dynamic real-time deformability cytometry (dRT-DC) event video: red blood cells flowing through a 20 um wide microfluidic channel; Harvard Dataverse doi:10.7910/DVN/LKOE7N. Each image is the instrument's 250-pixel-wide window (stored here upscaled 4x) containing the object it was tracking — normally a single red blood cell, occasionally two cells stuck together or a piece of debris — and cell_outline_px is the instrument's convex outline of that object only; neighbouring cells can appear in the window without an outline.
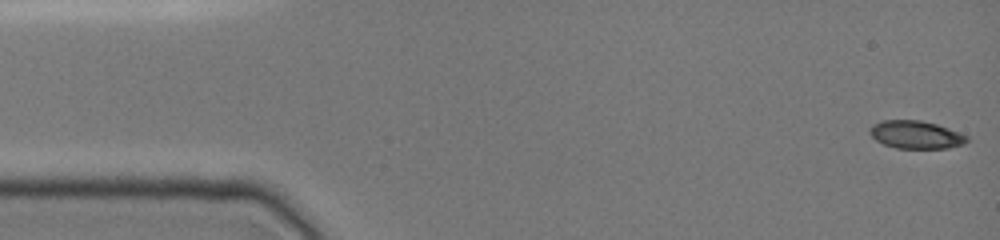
{"species": "common noctule bat (a hibernating species)", "species_latin": "Nyctalus noctula", "temperature_condition": "cold", "stored_images_in_passage": 21, "camera_frame_rate_fps": 3000, "um_per_image_px": 0.085, "animal": {"sex": "female", "body_mass_g": 19.0, "forearm_length_mm": 51.5}, "frame": {"image": 1, "passage_image": 1, "time_ms": 0.0, "image_size_px": [1000, 240], "cell_outline_px": [[968, 140], [964, 144], [948, 148], [896, 148], [884, 144], [876, 140], [868, 132], [868, 128], [872, 124], [880, 120], [920, 120], [936, 124], [948, 128], [968, 136]], "centroid_in_image_um": [77.81, 11.44], "position_along_channel_um": 7.2, "area_um2": 15.84}}
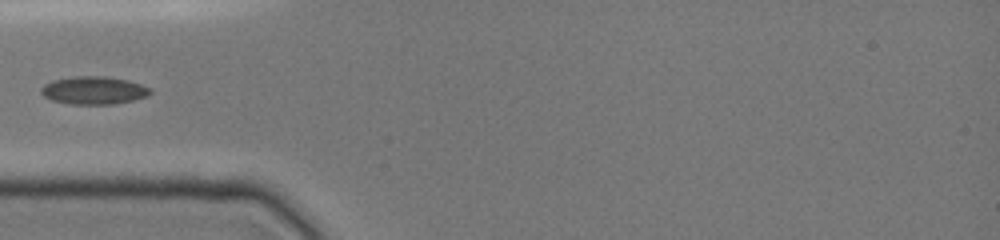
{"frame": {"image": 2, "passage_image": 10, "time_ms": 4.667, "image_size_px": [1000, 240], "cell_outline_px": [[152, 92], [148, 96], [132, 100], [112, 104], [72, 104], [52, 100], [44, 96], [40, 92], [40, 88], [44, 84], [52, 80], [72, 76], [104, 76], [128, 80], [152, 88]], "centroid_in_image_um": [7.96, 7.67], "position_along_channel_um": 77.0, "area_um2": 17.8}}
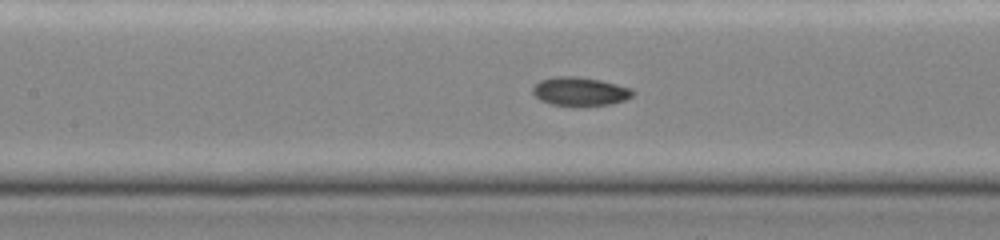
{"frame": {"image": 3, "passage_image": 17, "time_ms": 6.667, "image_size_px": [1000, 240], "cell_outline_px": [[636, 92], [632, 96], [624, 100], [608, 104], [552, 104], [540, 100], [532, 92], [532, 88], [540, 80], [556, 76], [576, 76], [600, 80], [632, 88]], "centroid_in_image_um": [49.3, 7.74], "position_along_channel_um": 158.1, "area_um2": 16.24}}